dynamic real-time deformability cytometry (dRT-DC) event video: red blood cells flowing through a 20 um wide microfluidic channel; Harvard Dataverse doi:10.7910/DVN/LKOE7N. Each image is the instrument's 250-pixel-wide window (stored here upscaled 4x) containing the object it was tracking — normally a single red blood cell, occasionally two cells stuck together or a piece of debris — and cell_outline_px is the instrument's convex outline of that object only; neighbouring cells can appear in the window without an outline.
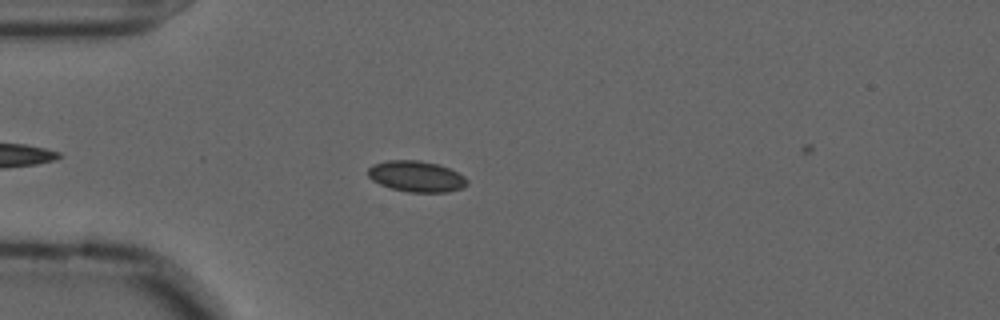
{"species": "common noctule bat (a hibernating species)", "species_latin": "Nyctalus noctula", "temperature_condition": "cold", "stored_images_in_passage": 40, "camera_frame_rate_fps": 3000, "um_per_image_px": 0.085, "animal": {"sex": "male", "forearm_length_mm": 52.5}, "frame": {"image": 1, "passage_image": 8, "time_ms": 2.333, "image_size_px": [1000, 320], "cell_outline_px": [[468, 184], [460, 188], [448, 192], [408, 192], [392, 188], [380, 184], [372, 180], [368, 176], [368, 168], [372, 164], [388, 160], [420, 160], [440, 164], [464, 176], [468, 180]], "centroid_in_image_um": [35.38, 14.98], "position_along_channel_um": 49.6, "area_um2": 17.92}}
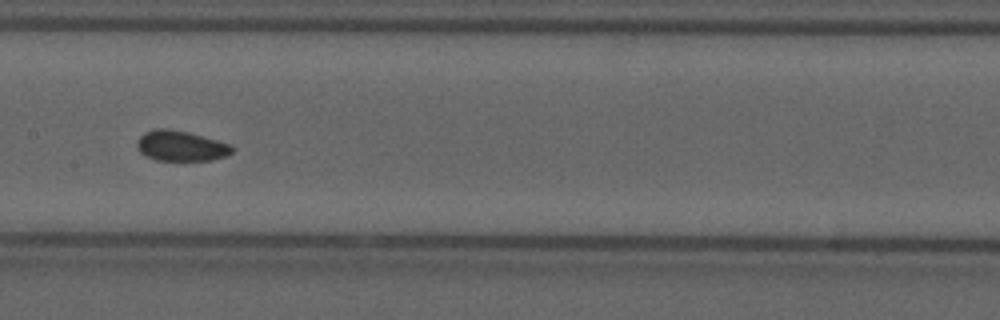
{"frame": {"image": 2, "passage_image": 21, "time_ms": 6.667, "image_size_px": [1000, 320], "cell_outline_px": [[236, 148], [232, 152], [224, 156], [212, 160], [156, 160], [144, 156], [136, 148], [136, 140], [144, 132], [156, 128], [168, 128], [188, 132], [216, 140], [228, 144]], "centroid_in_image_um": [15.31, 12.4], "position_along_channel_um": 192.1, "area_um2": 16.88}}
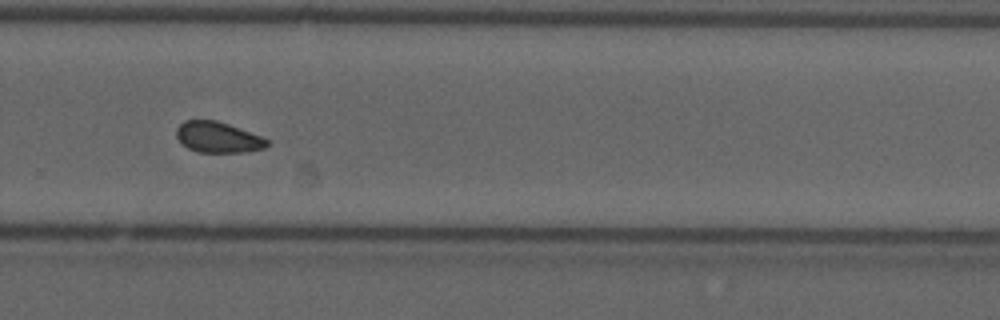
{"frame": {"image": 3, "passage_image": 31, "time_ms": 10.0, "image_size_px": [1000, 320], "cell_outline_px": [[272, 144], [264, 148], [244, 152], [196, 152], [180, 144], [176, 136], [176, 128], [184, 120], [216, 120], [228, 124], [272, 140]], "centroid_in_image_um": [18.53, 11.67], "position_along_channel_um": 311.3, "area_um2": 16.53}, "authors_computed_cell_mechanics": {"area_um2": 16.9932, "velocity_mm_per_s": 3.6046, "shape_relaxation_time_tau1_ms": 7.8949, "shape_relaxation_time_tau2_ms": 2.5557, "deformation_change_tau1": 0.055, "deformation_change_tau2": 0.0487}}